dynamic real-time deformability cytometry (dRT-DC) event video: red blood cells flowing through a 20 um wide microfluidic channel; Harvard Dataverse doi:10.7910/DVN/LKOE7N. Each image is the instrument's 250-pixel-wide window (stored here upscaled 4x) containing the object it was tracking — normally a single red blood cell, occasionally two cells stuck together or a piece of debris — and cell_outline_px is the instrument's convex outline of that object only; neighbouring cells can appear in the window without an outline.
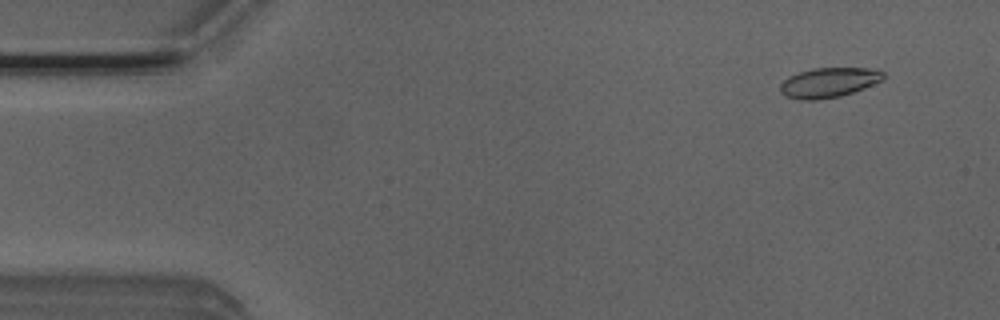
{"species": "Egyptian fruit bat (a non-hibernating species)", "species_latin": "Rousettus aegyptiacus", "temperature_condition": "room temperature", "stored_images_in_passage": 52, "camera_frame_rate_fps": 3000, "um_per_image_px": 0.085, "animal": {"sex": "male"}, "frame": {"image": 1, "passage_image": 4, "time_ms": 1.0, "image_size_px": [1000, 320], "cell_outline_px": [[884, 76], [880, 80], [872, 84], [852, 92], [840, 96], [816, 100], [800, 100], [784, 96], [780, 92], [780, 84], [788, 76], [812, 68], [876, 68], [884, 72]], "centroid_in_image_um": [70.4, 7.01], "position_along_channel_um": 14.6, "area_um2": 17.86}}
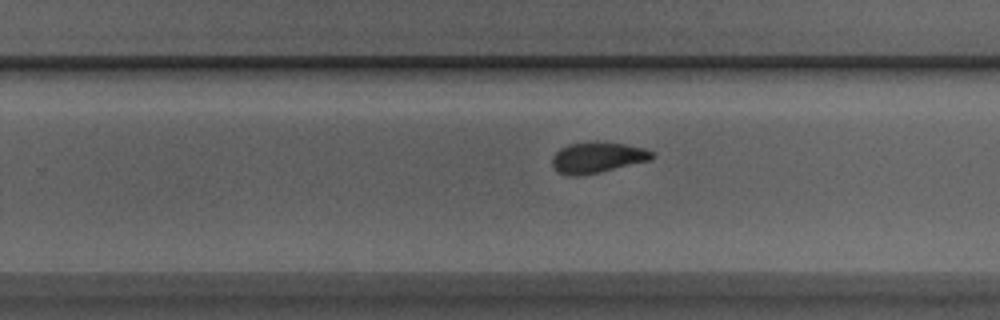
{"frame": {"image": 2, "passage_image": 32, "time_ms": 10.333, "image_size_px": [1000, 320], "cell_outline_px": [[656, 156], [652, 160], [600, 172], [580, 176], [568, 176], [560, 172], [552, 164], [552, 156], [560, 148], [568, 144], [624, 144], [644, 148], [656, 152]], "centroid_in_image_um": [50.83, 13.43], "position_along_channel_um": 279.0, "area_um2": 17.51}}
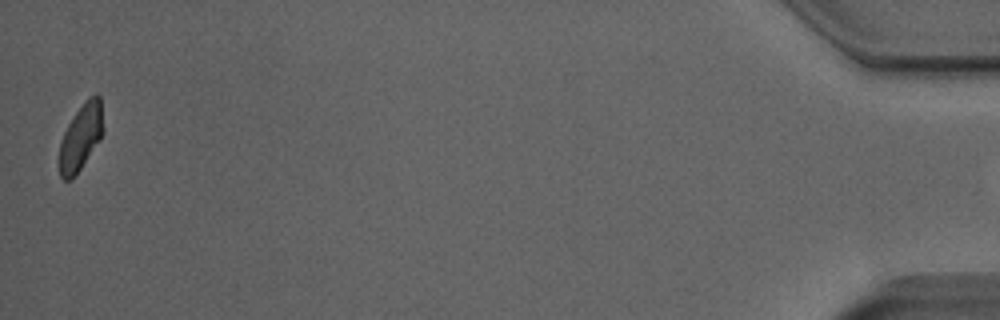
{"frame": {"image": 3, "passage_image": 51, "time_ms": 16.667, "image_size_px": [1000, 320], "cell_outline_px": [[100, 140], [72, 180], [64, 180], [60, 176], [60, 140], [68, 124], [76, 112], [88, 96], [96, 92], [100, 96]], "centroid_in_image_um": [6.83, 11.67], "position_along_channel_um": 428.4, "area_um2": 16.3}}